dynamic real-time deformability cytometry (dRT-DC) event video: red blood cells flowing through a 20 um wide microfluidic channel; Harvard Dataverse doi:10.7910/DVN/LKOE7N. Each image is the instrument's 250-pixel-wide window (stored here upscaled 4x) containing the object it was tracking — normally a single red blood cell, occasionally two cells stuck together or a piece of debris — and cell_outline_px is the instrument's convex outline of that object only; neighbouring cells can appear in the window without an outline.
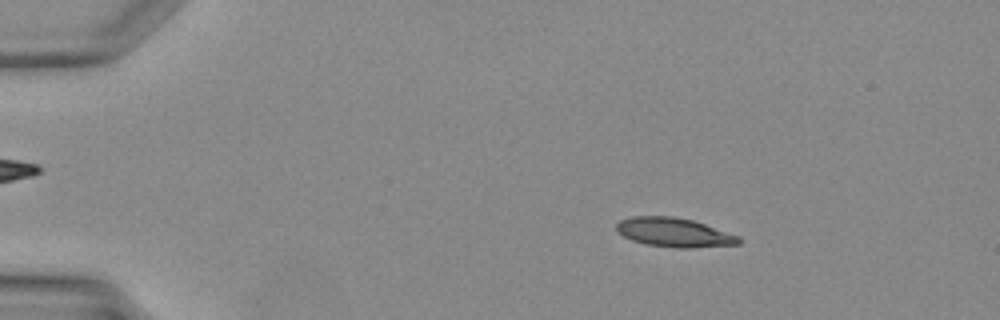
{"species": "Egyptian fruit bat (a non-hibernating species)", "species_latin": "Rousettus aegyptiacus", "temperature_condition": "warm", "stored_images_in_passage": 40, "camera_frame_rate_fps": 3000, "um_per_image_px": 0.085, "animal": {"sex": "female"}, "frame": {"image": 1, "passage_image": 7, "time_ms": 2.0, "image_size_px": [1000, 320], "cell_outline_px": [[740, 244], [688, 248], [676, 248], [644, 244], [632, 240], [616, 232], [616, 224], [620, 220], [632, 216], [672, 216], [692, 220], [740, 236]], "centroid_in_image_um": [57.27, 19.76], "position_along_channel_um": 27.7, "area_um2": 20.75}}
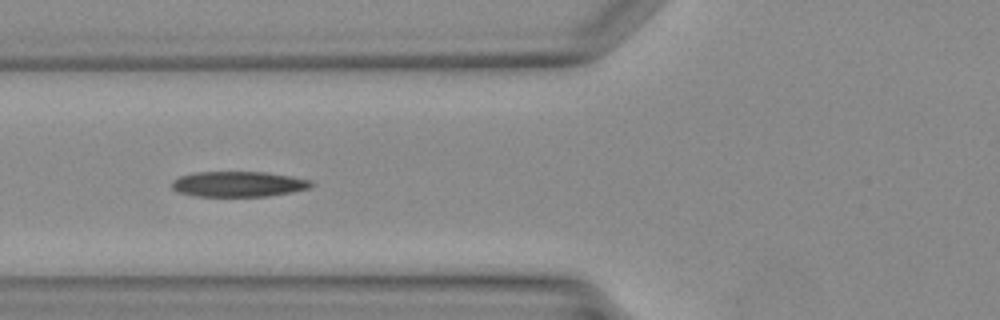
{"frame": {"image": 2, "passage_image": 16, "time_ms": 5.0, "image_size_px": [1000, 320], "cell_outline_px": [[316, 184], [312, 188], [292, 192], [268, 196], [196, 196], [176, 192], [172, 188], [172, 180], [180, 176], [192, 172], [268, 172], [292, 176], [312, 180]], "centroid_in_image_um": [20.31, 15.64], "position_along_channel_um": 105.5, "area_um2": 20.98}}
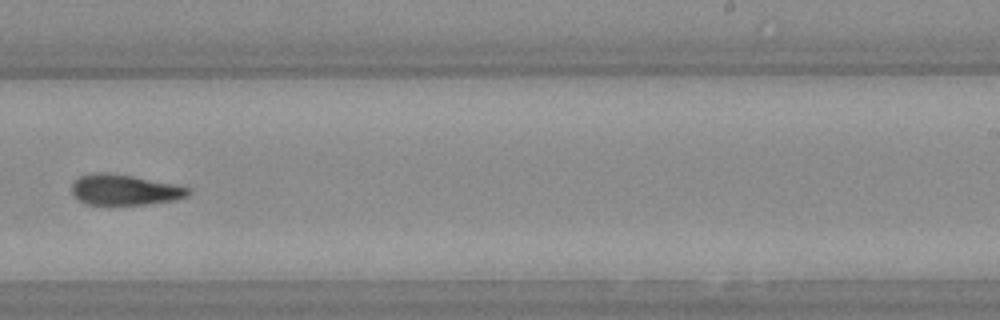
{"frame": {"image": 3, "passage_image": 26, "time_ms": 8.333, "image_size_px": [1000, 320], "cell_outline_px": [[192, 192], [188, 196], [176, 200], [148, 204], [108, 208], [84, 204], [72, 192], [72, 184], [80, 176], [96, 172], [104, 172], [132, 176], [176, 184], [192, 188]], "centroid_in_image_um": [10.61, 16.19], "position_along_channel_um": 278.4, "area_um2": 21.68}}